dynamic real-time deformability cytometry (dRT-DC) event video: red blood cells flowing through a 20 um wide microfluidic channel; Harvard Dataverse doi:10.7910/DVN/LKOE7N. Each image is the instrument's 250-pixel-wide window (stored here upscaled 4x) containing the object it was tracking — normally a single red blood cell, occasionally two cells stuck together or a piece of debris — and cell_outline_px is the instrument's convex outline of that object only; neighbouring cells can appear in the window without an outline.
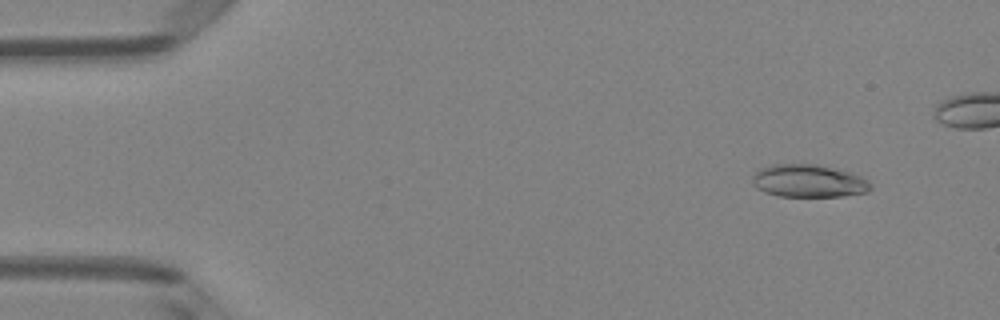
{"species": "Egyptian fruit bat (a non-hibernating species)", "species_latin": "Rousettus aegyptiacus", "temperature_condition": "room temperature", "stored_images_in_passage": 46, "camera_frame_rate_fps": 3000, "um_per_image_px": 0.085, "animal": {"sex": "female"}, "frame": {"image": 1, "passage_image": 5, "time_ms": 1.333, "image_size_px": [1000, 320], "cell_outline_px": [[872, 188], [868, 192], [844, 196], [776, 196], [764, 192], [756, 188], [752, 184], [752, 176], [760, 168], [772, 164], [816, 164], [852, 172], [868, 180], [872, 184]], "centroid_in_image_um": [68.73, 15.38], "position_along_channel_um": 16.3, "area_um2": 22.83}}
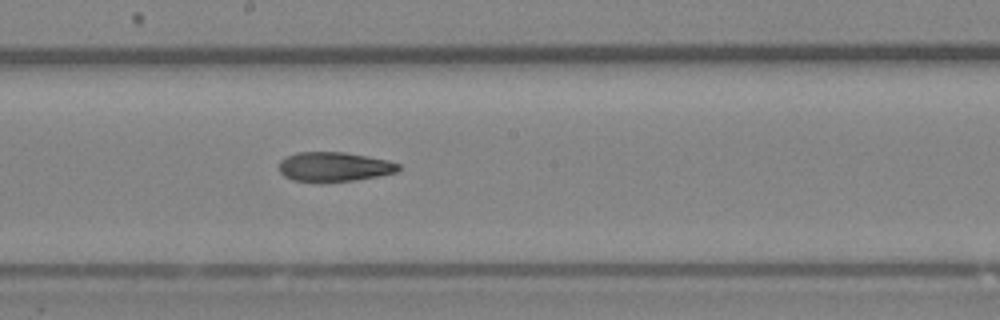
{"frame": {"image": 2, "passage_image": 28, "time_ms": 9.0, "image_size_px": [1000, 320], "cell_outline_px": [[400, 168], [396, 172], [380, 176], [356, 180], [320, 184], [292, 180], [284, 176], [280, 172], [280, 160], [296, 152], [344, 152], [388, 160], [400, 164]], "centroid_in_image_um": [28.39, 14.21], "position_along_channel_um": 219.8, "area_um2": 20.98}}
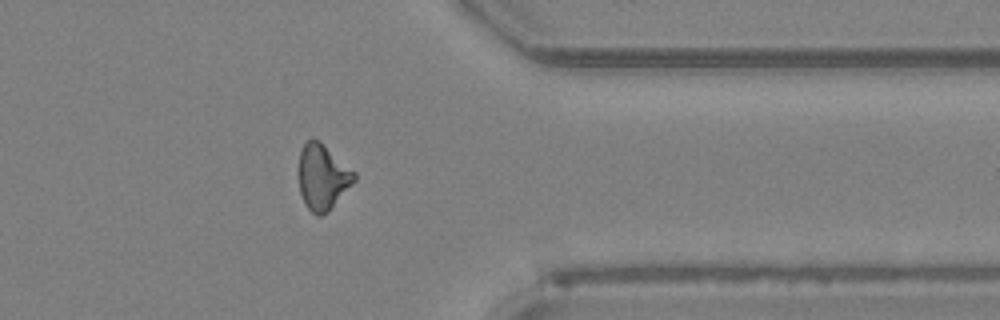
{"frame": {"image": 3, "passage_image": 41, "time_ms": 13.333, "image_size_px": [1000, 320], "cell_outline_px": [[356, 180], [328, 212], [320, 216], [316, 216], [308, 208], [300, 192], [300, 152], [304, 144], [312, 136], [320, 140], [356, 172]], "centroid_in_image_um": [27.45, 15.02], "position_along_channel_um": 383.9, "area_um2": 21.15}, "authors_computed_cell_mechanics": {"area_um2": 21.2415, "velocity_mm_per_s": 4.0272, "shape_relaxation_time_tau1_ms": null, "shape_relaxation_time_tau2_ms": 6.2712, "deformation_change_tau1": null, "deformation_change_tau2": 0.1676}}